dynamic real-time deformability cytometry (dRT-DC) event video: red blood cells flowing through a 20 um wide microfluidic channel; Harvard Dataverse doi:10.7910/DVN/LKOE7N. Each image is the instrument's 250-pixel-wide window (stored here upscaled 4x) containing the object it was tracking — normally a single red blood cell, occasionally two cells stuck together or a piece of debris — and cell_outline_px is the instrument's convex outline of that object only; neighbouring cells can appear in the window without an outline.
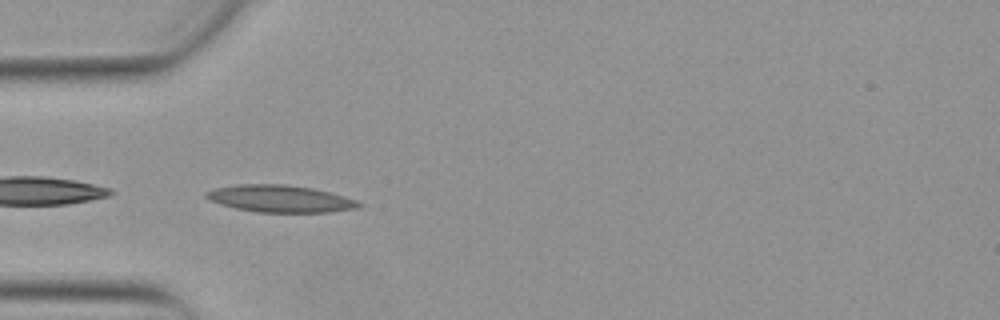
{"species": "Egyptian fruit bat (a non-hibernating species)", "species_latin": "Rousettus aegyptiacus", "temperature_condition": "warm", "stored_images_in_passage": 31, "camera_frame_rate_fps": 3000, "um_per_image_px": 0.085, "animal": {"sex": "female"}, "frame": {"image": 1, "passage_image": 1, "time_ms": 0.0, "image_size_px": [1000, 320], "cell_outline_px": [[364, 204], [360, 208], [328, 212], [256, 212], [236, 208], [220, 204], [208, 200], [204, 196], [204, 192], [216, 188], [236, 184], [284, 184], [312, 188], [328, 192], [356, 200]], "centroid_in_image_um": [23.79, 16.89], "position_along_channel_um": 61.2, "area_um2": 24.1}}
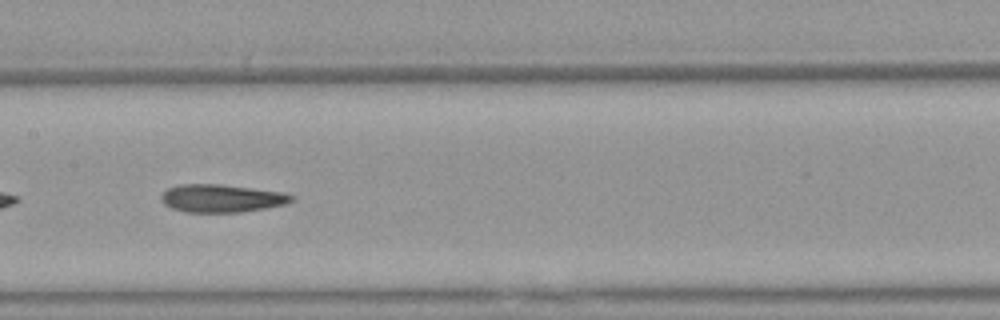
{"frame": {"image": 2, "passage_image": 11, "time_ms": 3.333, "image_size_px": [1000, 320], "cell_outline_px": [[296, 200], [284, 204], [264, 208], [240, 212], [184, 212], [172, 208], [164, 204], [160, 200], [160, 196], [168, 188], [180, 184], [220, 184], [284, 192], [296, 196]], "centroid_in_image_um": [18.84, 16.85], "position_along_channel_um": 188.6, "area_um2": 21.27}}
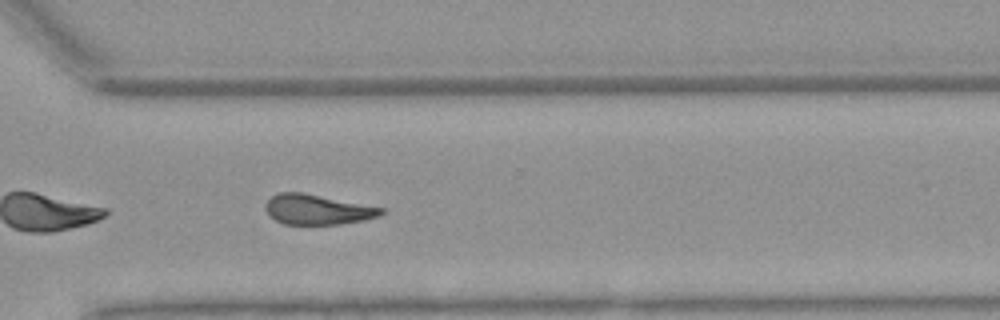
{"frame": {"image": 3, "passage_image": 23, "time_ms": 7.333, "image_size_px": [1000, 320], "cell_outline_px": [[384, 212], [380, 216], [364, 220], [340, 224], [284, 224], [268, 216], [264, 208], [264, 204], [276, 192], [304, 192], [384, 208]], "centroid_in_image_um": [26.95, 17.8], "position_along_channel_um": 343.7, "area_um2": 20.46}, "authors_computed_cell_mechanics": {"area_um2": 21.2704, "velocity_mm_per_s": 3.8775, "shape_relaxation_time_tau1_ms": null, "shape_relaxation_time_tau2_ms": 4.6622, "deformation_change_tau1": null, "deformation_change_tau2": 0.1532}}